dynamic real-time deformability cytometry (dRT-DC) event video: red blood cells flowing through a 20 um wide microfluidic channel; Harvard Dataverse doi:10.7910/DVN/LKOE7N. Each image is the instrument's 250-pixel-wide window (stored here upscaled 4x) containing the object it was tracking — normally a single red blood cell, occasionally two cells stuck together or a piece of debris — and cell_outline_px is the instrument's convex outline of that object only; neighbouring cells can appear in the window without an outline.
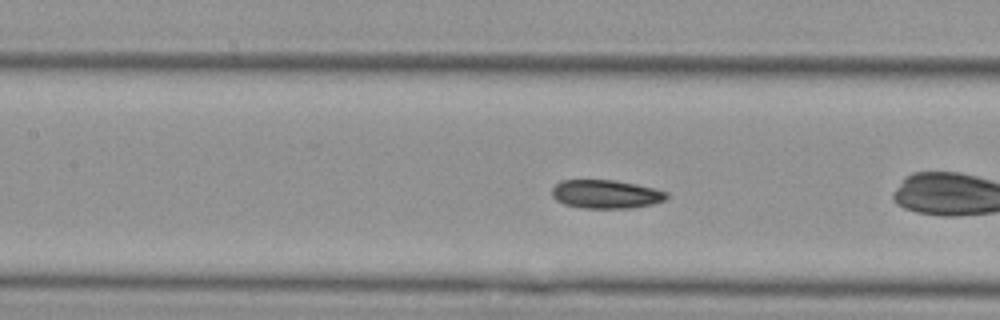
{"species": "Egyptian fruit bat (a non-hibernating species)", "species_latin": "Rousettus aegyptiacus", "temperature_condition": "cold", "stored_images_in_passage": 40, "camera_frame_rate_fps": 3000, "um_per_image_px": 0.085, "animal": {"sex": "female"}, "frame": {"image": 1, "passage_image": 7, "time_ms": 2.0, "image_size_px": [1000, 320], "cell_outline_px": [[668, 196], [664, 200], [652, 204], [632, 208], [580, 208], [564, 204], [556, 200], [552, 196], [552, 188], [560, 180], [616, 180], [656, 188], [668, 192]], "centroid_in_image_um": [51.5, 16.5], "position_along_channel_um": 155.9, "area_um2": 19.25}, "authors_computed_cell_mechanics": {"area_um2": 21.1548, "velocity_mm_per_s": 3.477, "shape_relaxation_time_tau1_ms": null, "shape_relaxation_time_tau2_ms": 3.2111, "deformation_change_tau1": null, "deformation_change_tau2": 0.0927}}